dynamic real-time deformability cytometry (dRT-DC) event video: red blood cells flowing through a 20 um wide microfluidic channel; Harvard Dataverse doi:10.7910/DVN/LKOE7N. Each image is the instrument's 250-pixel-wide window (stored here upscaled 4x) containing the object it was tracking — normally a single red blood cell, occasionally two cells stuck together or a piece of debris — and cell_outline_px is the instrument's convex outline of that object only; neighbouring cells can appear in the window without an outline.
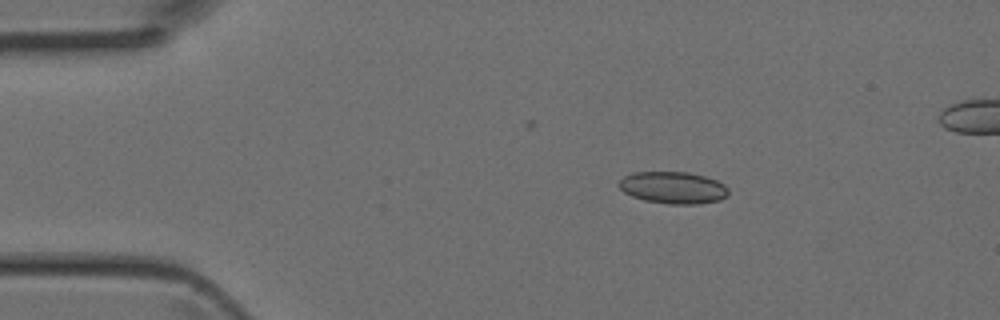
{"species": "Egyptian fruit bat (a non-hibernating species)", "species_latin": "Rousettus aegyptiacus", "temperature_condition": "room temperature", "stored_images_in_passage": 5, "camera_frame_rate_fps": 3000, "um_per_image_px": 0.085, "animal": {"sex": "female"}, "frame": {"image": 1, "passage_image": 3, "time_ms": 0.667, "image_size_px": [1000, 320], "cell_outline_px": [[728, 196], [720, 200], [696, 204], [668, 204], [644, 200], [632, 196], [624, 192], [616, 184], [624, 176], [632, 172], [688, 172], [704, 176], [716, 180], [724, 184], [728, 188]], "centroid_in_image_um": [57.2, 15.95], "position_along_channel_um": 27.8, "area_um2": 20.52}}